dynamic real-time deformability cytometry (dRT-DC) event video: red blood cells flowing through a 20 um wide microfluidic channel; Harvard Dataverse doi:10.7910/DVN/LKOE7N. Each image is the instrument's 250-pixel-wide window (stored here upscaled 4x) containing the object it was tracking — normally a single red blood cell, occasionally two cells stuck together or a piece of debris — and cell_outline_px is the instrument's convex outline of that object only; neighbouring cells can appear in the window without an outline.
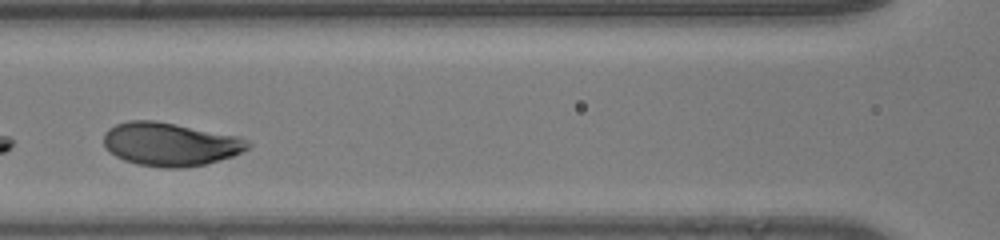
{"species": "human", "species_latin": "Homo sapiens", "temperature_condition": "room temperature", "stored_images_in_passage": 29, "camera_frame_rate_fps": 3000, "um_per_image_px": 0.085, "donor": {"sex": "male"}, "frame": {"image": 1, "passage_image": 10, "time_ms": 3.0, "image_size_px": [1000, 240], "cell_outline_px": [[252, 144], [248, 148], [232, 156], [204, 164], [184, 168], [160, 168], [136, 164], [124, 160], [116, 156], [104, 148], [104, 132], [108, 128], [116, 124], [128, 120], [152, 120], [176, 124], [236, 136]], "centroid_in_image_um": [14.4, 12.26], "position_along_channel_um": 152.2, "area_um2": 36.3}}
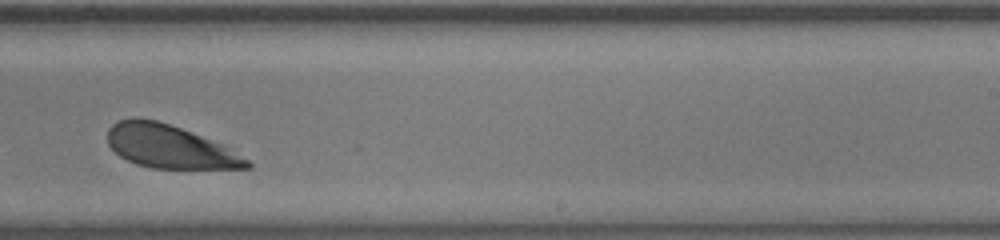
{"frame": {"image": 2, "passage_image": 19, "time_ms": 6.0, "image_size_px": [1000, 240], "cell_outline_px": [[252, 168], [152, 168], [136, 164], [120, 156], [108, 144], [108, 128], [112, 124], [120, 120], [136, 116], [156, 120], [180, 128], [220, 144], [248, 160], [252, 164]], "centroid_in_image_um": [14.35, 12.45], "position_along_channel_um": 274.6, "area_um2": 34.45}}
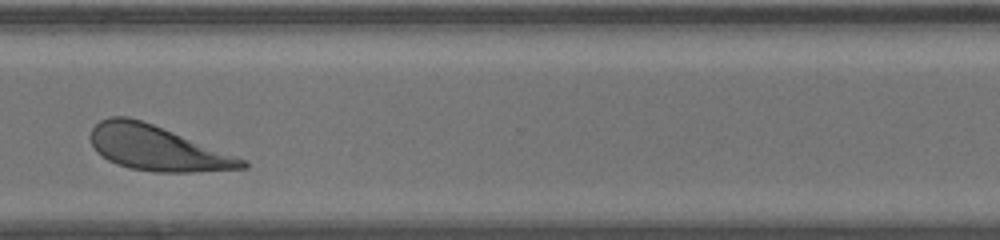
{"frame": {"image": 3, "passage_image": 25, "time_ms": 8.0, "image_size_px": [1000, 240], "cell_outline_px": [[248, 168], [192, 172], [152, 172], [128, 168], [116, 164], [108, 160], [96, 152], [88, 136], [92, 128], [100, 120], [108, 116], [128, 116], [152, 124], [248, 160]], "centroid_in_image_um": [13.32, 12.6], "position_along_channel_um": 357.3, "area_um2": 39.71}, "authors_computed_cell_mechanics": {"area_um2": 36.0672, "velocity_mm_per_s": 4.1008, "shape_relaxation_time_tau1_ms": 1.4025, "shape_relaxation_time_tau2_ms": null, "deformation_change_tau1": 0.1071, "deformation_change_tau2": null}}